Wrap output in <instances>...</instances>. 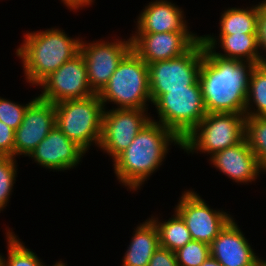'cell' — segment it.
I'll return each instance as SVG.
<instances>
[{
    "mask_svg": "<svg viewBox=\"0 0 266 266\" xmlns=\"http://www.w3.org/2000/svg\"><path fill=\"white\" fill-rule=\"evenodd\" d=\"M23 37L16 55L22 61L26 82L33 86L80 53L82 39L71 38L59 28L28 31Z\"/></svg>",
    "mask_w": 266,
    "mask_h": 266,
    "instance_id": "cell-3",
    "label": "cell"
},
{
    "mask_svg": "<svg viewBox=\"0 0 266 266\" xmlns=\"http://www.w3.org/2000/svg\"><path fill=\"white\" fill-rule=\"evenodd\" d=\"M215 168L237 184L256 181L263 172L246 138L209 157Z\"/></svg>",
    "mask_w": 266,
    "mask_h": 266,
    "instance_id": "cell-17",
    "label": "cell"
},
{
    "mask_svg": "<svg viewBox=\"0 0 266 266\" xmlns=\"http://www.w3.org/2000/svg\"><path fill=\"white\" fill-rule=\"evenodd\" d=\"M55 125L54 103L36 96L28 105L23 121L15 130L14 158L18 155L29 156Z\"/></svg>",
    "mask_w": 266,
    "mask_h": 266,
    "instance_id": "cell-14",
    "label": "cell"
},
{
    "mask_svg": "<svg viewBox=\"0 0 266 266\" xmlns=\"http://www.w3.org/2000/svg\"><path fill=\"white\" fill-rule=\"evenodd\" d=\"M57 127L85 152L99 147L104 105L98 94L82 99H69L54 104Z\"/></svg>",
    "mask_w": 266,
    "mask_h": 266,
    "instance_id": "cell-5",
    "label": "cell"
},
{
    "mask_svg": "<svg viewBox=\"0 0 266 266\" xmlns=\"http://www.w3.org/2000/svg\"><path fill=\"white\" fill-rule=\"evenodd\" d=\"M171 143L182 148V141L170 129L151 119L128 148L112 161L117 180L133 193L141 189L163 164Z\"/></svg>",
    "mask_w": 266,
    "mask_h": 266,
    "instance_id": "cell-2",
    "label": "cell"
},
{
    "mask_svg": "<svg viewBox=\"0 0 266 266\" xmlns=\"http://www.w3.org/2000/svg\"><path fill=\"white\" fill-rule=\"evenodd\" d=\"M244 114L246 117L266 116V65L264 64L255 65L251 72Z\"/></svg>",
    "mask_w": 266,
    "mask_h": 266,
    "instance_id": "cell-23",
    "label": "cell"
},
{
    "mask_svg": "<svg viewBox=\"0 0 266 266\" xmlns=\"http://www.w3.org/2000/svg\"><path fill=\"white\" fill-rule=\"evenodd\" d=\"M204 55L201 38L184 54L148 65L152 104L168 90L186 89L199 80Z\"/></svg>",
    "mask_w": 266,
    "mask_h": 266,
    "instance_id": "cell-8",
    "label": "cell"
},
{
    "mask_svg": "<svg viewBox=\"0 0 266 266\" xmlns=\"http://www.w3.org/2000/svg\"><path fill=\"white\" fill-rule=\"evenodd\" d=\"M245 119V114L207 113L182 140L181 149L188 154L202 152L211 157L245 138Z\"/></svg>",
    "mask_w": 266,
    "mask_h": 266,
    "instance_id": "cell-6",
    "label": "cell"
},
{
    "mask_svg": "<svg viewBox=\"0 0 266 266\" xmlns=\"http://www.w3.org/2000/svg\"><path fill=\"white\" fill-rule=\"evenodd\" d=\"M86 42L81 40L80 54L84 57L89 86L98 94L110 80L122 59L132 50L131 38Z\"/></svg>",
    "mask_w": 266,
    "mask_h": 266,
    "instance_id": "cell-11",
    "label": "cell"
},
{
    "mask_svg": "<svg viewBox=\"0 0 266 266\" xmlns=\"http://www.w3.org/2000/svg\"><path fill=\"white\" fill-rule=\"evenodd\" d=\"M132 50L148 65L186 53L201 36L192 32L134 33Z\"/></svg>",
    "mask_w": 266,
    "mask_h": 266,
    "instance_id": "cell-13",
    "label": "cell"
},
{
    "mask_svg": "<svg viewBox=\"0 0 266 266\" xmlns=\"http://www.w3.org/2000/svg\"><path fill=\"white\" fill-rule=\"evenodd\" d=\"M5 237L7 238L8 256H2V266H47L35 252L20 241L12 230L10 231V228L6 230ZM60 262L57 261L52 266H57Z\"/></svg>",
    "mask_w": 266,
    "mask_h": 266,
    "instance_id": "cell-24",
    "label": "cell"
},
{
    "mask_svg": "<svg viewBox=\"0 0 266 266\" xmlns=\"http://www.w3.org/2000/svg\"><path fill=\"white\" fill-rule=\"evenodd\" d=\"M148 266H178L175 253L159 247L152 255Z\"/></svg>",
    "mask_w": 266,
    "mask_h": 266,
    "instance_id": "cell-30",
    "label": "cell"
},
{
    "mask_svg": "<svg viewBox=\"0 0 266 266\" xmlns=\"http://www.w3.org/2000/svg\"><path fill=\"white\" fill-rule=\"evenodd\" d=\"M174 211L183 219L192 240L210 245L233 218L222 210H213L195 191L182 192Z\"/></svg>",
    "mask_w": 266,
    "mask_h": 266,
    "instance_id": "cell-9",
    "label": "cell"
},
{
    "mask_svg": "<svg viewBox=\"0 0 266 266\" xmlns=\"http://www.w3.org/2000/svg\"><path fill=\"white\" fill-rule=\"evenodd\" d=\"M85 153L55 125L28 157L43 168L64 171L76 168Z\"/></svg>",
    "mask_w": 266,
    "mask_h": 266,
    "instance_id": "cell-15",
    "label": "cell"
},
{
    "mask_svg": "<svg viewBox=\"0 0 266 266\" xmlns=\"http://www.w3.org/2000/svg\"><path fill=\"white\" fill-rule=\"evenodd\" d=\"M172 216L165 221L154 216L150 219L157 226L160 247L175 252L192 241V237L183 219L175 211Z\"/></svg>",
    "mask_w": 266,
    "mask_h": 266,
    "instance_id": "cell-22",
    "label": "cell"
},
{
    "mask_svg": "<svg viewBox=\"0 0 266 266\" xmlns=\"http://www.w3.org/2000/svg\"><path fill=\"white\" fill-rule=\"evenodd\" d=\"M184 11L169 0H156L142 9L135 33L191 32Z\"/></svg>",
    "mask_w": 266,
    "mask_h": 266,
    "instance_id": "cell-18",
    "label": "cell"
},
{
    "mask_svg": "<svg viewBox=\"0 0 266 266\" xmlns=\"http://www.w3.org/2000/svg\"><path fill=\"white\" fill-rule=\"evenodd\" d=\"M174 253L178 266H200L210 256V245L192 240Z\"/></svg>",
    "mask_w": 266,
    "mask_h": 266,
    "instance_id": "cell-27",
    "label": "cell"
},
{
    "mask_svg": "<svg viewBox=\"0 0 266 266\" xmlns=\"http://www.w3.org/2000/svg\"><path fill=\"white\" fill-rule=\"evenodd\" d=\"M232 218L210 244V255L222 266H261L262 259L252 249Z\"/></svg>",
    "mask_w": 266,
    "mask_h": 266,
    "instance_id": "cell-16",
    "label": "cell"
},
{
    "mask_svg": "<svg viewBox=\"0 0 266 266\" xmlns=\"http://www.w3.org/2000/svg\"><path fill=\"white\" fill-rule=\"evenodd\" d=\"M148 110L117 109L104 110L99 149L115 159L128 148L136 135L151 121ZM150 115V116H149Z\"/></svg>",
    "mask_w": 266,
    "mask_h": 266,
    "instance_id": "cell-10",
    "label": "cell"
},
{
    "mask_svg": "<svg viewBox=\"0 0 266 266\" xmlns=\"http://www.w3.org/2000/svg\"><path fill=\"white\" fill-rule=\"evenodd\" d=\"M200 266H222V265L214 257L210 255Z\"/></svg>",
    "mask_w": 266,
    "mask_h": 266,
    "instance_id": "cell-33",
    "label": "cell"
},
{
    "mask_svg": "<svg viewBox=\"0 0 266 266\" xmlns=\"http://www.w3.org/2000/svg\"><path fill=\"white\" fill-rule=\"evenodd\" d=\"M17 160L10 156H0V213L9 203L17 175Z\"/></svg>",
    "mask_w": 266,
    "mask_h": 266,
    "instance_id": "cell-26",
    "label": "cell"
},
{
    "mask_svg": "<svg viewBox=\"0 0 266 266\" xmlns=\"http://www.w3.org/2000/svg\"><path fill=\"white\" fill-rule=\"evenodd\" d=\"M245 138L262 171L266 172V116L246 117Z\"/></svg>",
    "mask_w": 266,
    "mask_h": 266,
    "instance_id": "cell-25",
    "label": "cell"
},
{
    "mask_svg": "<svg viewBox=\"0 0 266 266\" xmlns=\"http://www.w3.org/2000/svg\"><path fill=\"white\" fill-rule=\"evenodd\" d=\"M98 96L105 109L107 103L113 102L117 109L148 110V103L152 104L148 64L131 50Z\"/></svg>",
    "mask_w": 266,
    "mask_h": 266,
    "instance_id": "cell-4",
    "label": "cell"
},
{
    "mask_svg": "<svg viewBox=\"0 0 266 266\" xmlns=\"http://www.w3.org/2000/svg\"><path fill=\"white\" fill-rule=\"evenodd\" d=\"M15 130L0 121V156L14 157Z\"/></svg>",
    "mask_w": 266,
    "mask_h": 266,
    "instance_id": "cell-29",
    "label": "cell"
},
{
    "mask_svg": "<svg viewBox=\"0 0 266 266\" xmlns=\"http://www.w3.org/2000/svg\"><path fill=\"white\" fill-rule=\"evenodd\" d=\"M220 16L219 35L258 33L259 4L246 9L230 7Z\"/></svg>",
    "mask_w": 266,
    "mask_h": 266,
    "instance_id": "cell-21",
    "label": "cell"
},
{
    "mask_svg": "<svg viewBox=\"0 0 266 266\" xmlns=\"http://www.w3.org/2000/svg\"><path fill=\"white\" fill-rule=\"evenodd\" d=\"M134 230L122 266H148L152 255L160 247L157 226L149 218Z\"/></svg>",
    "mask_w": 266,
    "mask_h": 266,
    "instance_id": "cell-20",
    "label": "cell"
},
{
    "mask_svg": "<svg viewBox=\"0 0 266 266\" xmlns=\"http://www.w3.org/2000/svg\"><path fill=\"white\" fill-rule=\"evenodd\" d=\"M94 1L95 0H61V3L63 2L64 5L71 11H77L80 8L82 9L83 7L93 4L92 2Z\"/></svg>",
    "mask_w": 266,
    "mask_h": 266,
    "instance_id": "cell-32",
    "label": "cell"
},
{
    "mask_svg": "<svg viewBox=\"0 0 266 266\" xmlns=\"http://www.w3.org/2000/svg\"><path fill=\"white\" fill-rule=\"evenodd\" d=\"M67 264H65L64 262H60L57 266H66Z\"/></svg>",
    "mask_w": 266,
    "mask_h": 266,
    "instance_id": "cell-34",
    "label": "cell"
},
{
    "mask_svg": "<svg viewBox=\"0 0 266 266\" xmlns=\"http://www.w3.org/2000/svg\"><path fill=\"white\" fill-rule=\"evenodd\" d=\"M159 121L181 141L207 114L199 80L186 89L168 90L154 103Z\"/></svg>",
    "mask_w": 266,
    "mask_h": 266,
    "instance_id": "cell-7",
    "label": "cell"
},
{
    "mask_svg": "<svg viewBox=\"0 0 266 266\" xmlns=\"http://www.w3.org/2000/svg\"><path fill=\"white\" fill-rule=\"evenodd\" d=\"M37 86L43 90L38 97L54 104L95 94L89 86L84 57L80 53L50 73Z\"/></svg>",
    "mask_w": 266,
    "mask_h": 266,
    "instance_id": "cell-12",
    "label": "cell"
},
{
    "mask_svg": "<svg viewBox=\"0 0 266 266\" xmlns=\"http://www.w3.org/2000/svg\"><path fill=\"white\" fill-rule=\"evenodd\" d=\"M213 36V34L212 36L202 35L201 40L215 55L226 59L249 61L256 65H266V55L261 53L258 34L219 35L218 38ZM217 44H220L219 47L223 49L224 54L216 52V49L219 48Z\"/></svg>",
    "mask_w": 266,
    "mask_h": 266,
    "instance_id": "cell-19",
    "label": "cell"
},
{
    "mask_svg": "<svg viewBox=\"0 0 266 266\" xmlns=\"http://www.w3.org/2000/svg\"><path fill=\"white\" fill-rule=\"evenodd\" d=\"M2 253H0V266H2V256L3 255H1Z\"/></svg>",
    "mask_w": 266,
    "mask_h": 266,
    "instance_id": "cell-35",
    "label": "cell"
},
{
    "mask_svg": "<svg viewBox=\"0 0 266 266\" xmlns=\"http://www.w3.org/2000/svg\"><path fill=\"white\" fill-rule=\"evenodd\" d=\"M258 40L260 49L266 52V0L259 2Z\"/></svg>",
    "mask_w": 266,
    "mask_h": 266,
    "instance_id": "cell-31",
    "label": "cell"
},
{
    "mask_svg": "<svg viewBox=\"0 0 266 266\" xmlns=\"http://www.w3.org/2000/svg\"><path fill=\"white\" fill-rule=\"evenodd\" d=\"M255 65L219 57L204 45L199 83L206 112L244 114Z\"/></svg>",
    "mask_w": 266,
    "mask_h": 266,
    "instance_id": "cell-1",
    "label": "cell"
},
{
    "mask_svg": "<svg viewBox=\"0 0 266 266\" xmlns=\"http://www.w3.org/2000/svg\"><path fill=\"white\" fill-rule=\"evenodd\" d=\"M34 99L24 105L0 97V121L16 130L24 119L28 105Z\"/></svg>",
    "mask_w": 266,
    "mask_h": 266,
    "instance_id": "cell-28",
    "label": "cell"
}]
</instances>
